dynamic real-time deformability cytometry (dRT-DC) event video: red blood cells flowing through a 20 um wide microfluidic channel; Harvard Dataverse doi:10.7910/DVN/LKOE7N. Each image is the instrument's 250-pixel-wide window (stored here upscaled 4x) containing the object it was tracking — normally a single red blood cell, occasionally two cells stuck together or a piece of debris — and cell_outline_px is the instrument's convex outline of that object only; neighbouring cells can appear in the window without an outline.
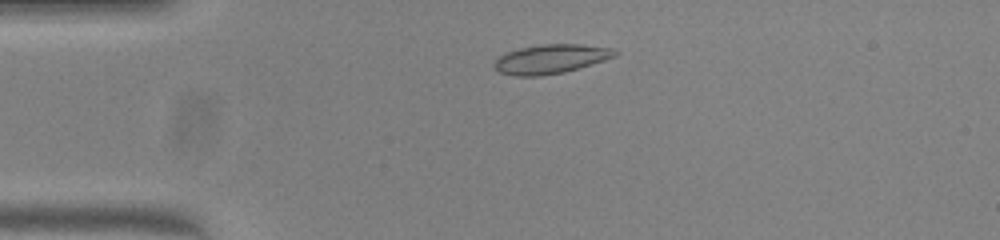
{"species": "common noctule bat (a hibernating species)", "species_latin": "Nyctalus noctula", "temperature_condition": "warm", "stored_images_in_passage": 46, "camera_frame_rate_fps": 3000, "um_per_image_px": 0.085, "animal": {"sex": "female", "body_mass_g": 23.0, "forearm_length_mm": 53.4}, "frame": {"image": 1, "passage_image": 7, "time_ms": 2.0, "image_size_px": [1000, 240], "cell_outline_px": [[620, 52], [616, 56], [580, 68], [564, 72], [540, 76], [516, 76], [500, 72], [492, 64], [504, 52], [520, 48], [540, 44], [580, 44], [612, 48]], "centroid_in_image_um": [46.83, 5.01], "position_along_channel_um": 38.2, "area_um2": 20.58}}
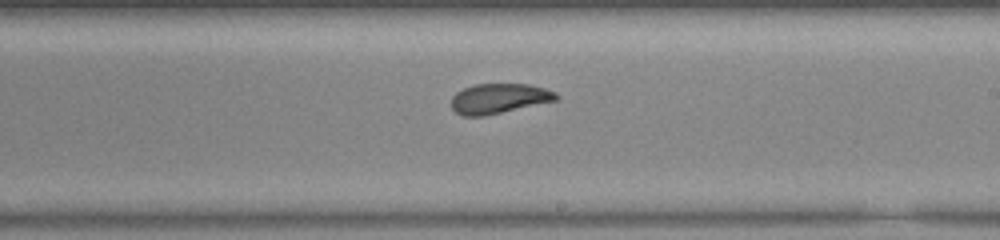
{"frame": {"image": 2, "passage_image": 25, "time_ms": 8.0, "image_size_px": [1000, 240], "cell_outline_px": [[560, 96], [556, 100], [484, 116], [464, 116], [456, 112], [452, 108], [452, 96], [456, 92], [464, 88], [476, 84], [528, 84], [544, 88], [556, 92]], "centroid_in_image_um": [42.41, 8.37], "position_along_channel_um": 246.6, "area_um2": 18.15}}
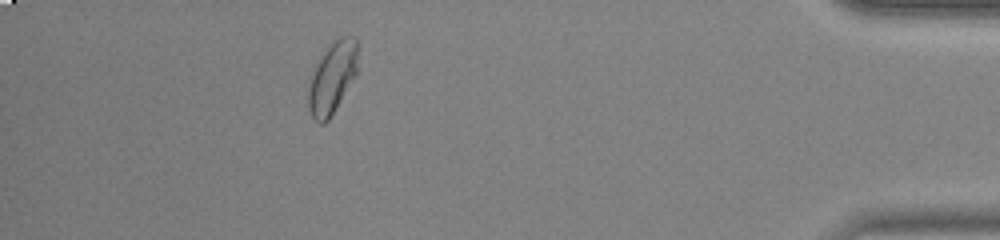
{"frame": {"image": 3, "passage_image": 41, "time_ms": 13.333, "image_size_px": [1000, 240], "cell_outline_px": [[356, 76], [328, 120], [324, 124], [320, 124], [312, 116], [308, 108], [308, 88], [316, 64], [320, 56], [340, 36], [352, 36], [356, 40]], "centroid_in_image_um": [28.23, 6.63], "position_along_channel_um": 407.0, "area_um2": 20.11}, "authors_computed_cell_mechanics": {"area_um2": 19.2763, "velocity_mm_per_s": 4.0167, "shape_relaxation_time_tau1_ms": null, "shape_relaxation_time_tau2_ms": 0.8807, "deformation_change_tau1": null, "deformation_change_tau2": 0.0567}}